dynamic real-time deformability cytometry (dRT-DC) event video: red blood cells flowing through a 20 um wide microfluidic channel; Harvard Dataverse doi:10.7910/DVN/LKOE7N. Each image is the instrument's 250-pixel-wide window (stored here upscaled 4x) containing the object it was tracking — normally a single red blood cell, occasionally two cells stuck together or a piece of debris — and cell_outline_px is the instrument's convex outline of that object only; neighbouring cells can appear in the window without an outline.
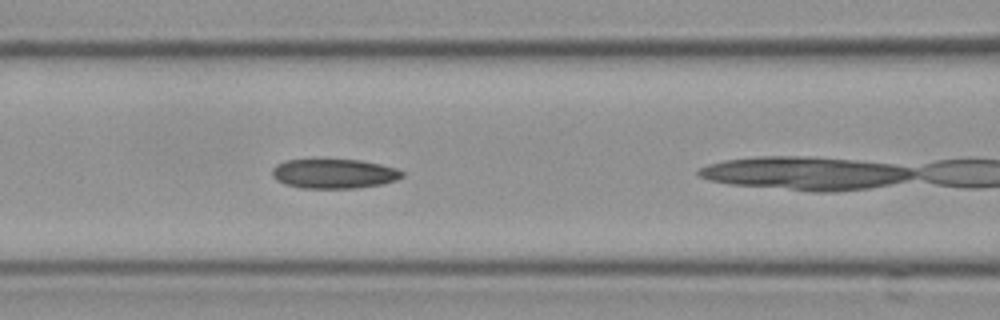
{"species": "Egyptian fruit bat (a non-hibernating species)", "species_latin": "Rousettus aegyptiacus", "temperature_condition": "cold", "stored_images_in_passage": 11, "camera_frame_rate_fps": 3000, "um_per_image_px": 0.085, "frame": {"image": 1, "passage_image": 7, "time_ms": 2.0, "image_size_px": [1000, 320], "cell_outline_px": [[404, 176], [396, 180], [384, 184], [356, 188], [300, 188], [284, 184], [276, 180], [272, 176], [272, 168], [276, 164], [284, 160], [360, 160], [380, 164], [396, 168], [404, 172]], "centroid_in_image_um": [28.38, 14.77], "position_along_channel_um": 138.2, "area_um2": 22.48}}